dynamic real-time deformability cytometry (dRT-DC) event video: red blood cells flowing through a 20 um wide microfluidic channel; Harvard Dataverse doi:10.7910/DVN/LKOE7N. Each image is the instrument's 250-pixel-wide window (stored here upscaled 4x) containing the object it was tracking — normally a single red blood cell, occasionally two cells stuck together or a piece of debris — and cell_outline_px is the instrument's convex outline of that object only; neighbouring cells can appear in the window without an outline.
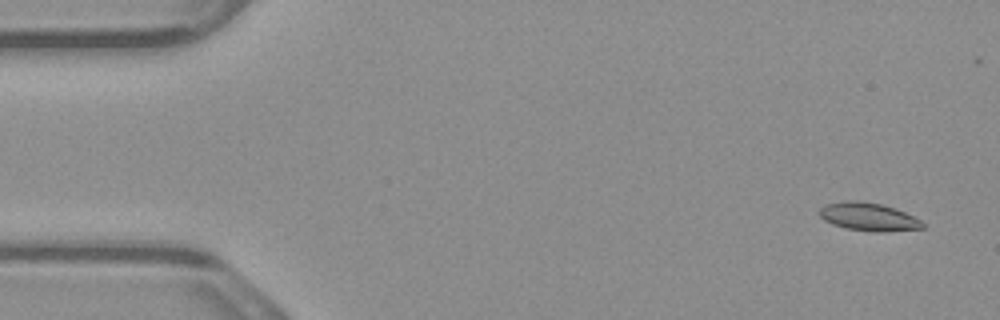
{"species": "common noctule bat (a hibernating species)", "species_latin": "Nyctalus noctula", "temperature_condition": "warm", "stored_images_in_passage": 39, "camera_frame_rate_fps": 3000, "um_per_image_px": 0.085, "animal": {"sex": "male", "body_mass_g": 23.1, "forearm_length_mm": 52.7}, "frame": {"image": 1, "passage_image": 3, "time_ms": 0.667, "image_size_px": [1000, 320], "cell_outline_px": [[924, 228], [884, 232], [872, 232], [844, 228], [832, 224], [824, 220], [820, 216], [820, 208], [824, 204], [844, 200], [860, 200], [880, 204], [896, 208], [920, 220], [924, 224]], "centroid_in_image_um": [73.79, 18.42], "position_along_channel_um": 11.2, "area_um2": 17.05}}
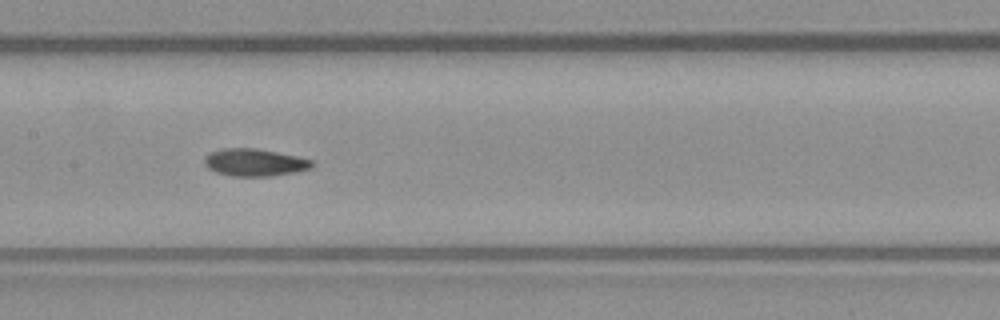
{"frame": {"image": 2, "passage_image": 26, "time_ms": 8.333, "image_size_px": [1000, 320], "cell_outline_px": [[316, 164], [312, 168], [296, 172], [268, 176], [232, 176], [216, 172], [208, 168], [204, 164], [204, 156], [208, 152], [220, 148], [256, 148], [296, 156], [312, 160]], "centroid_in_image_um": [21.62, 13.8], "position_along_channel_um": 185.8, "area_um2": 17.34}}
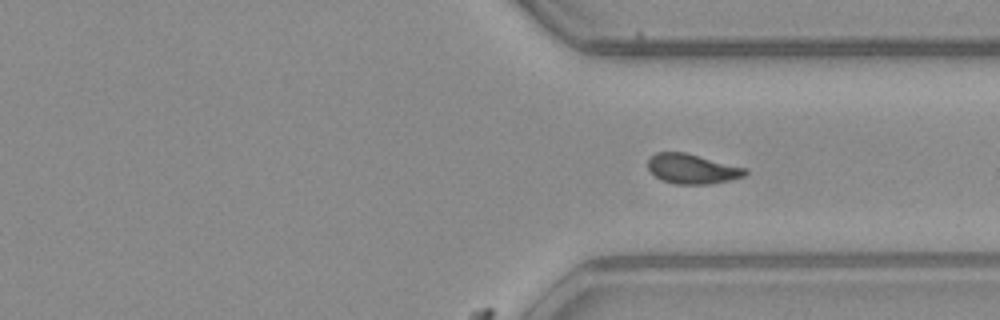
{"frame": {"image": 3, "passage_image": 39, "time_ms": 12.667, "image_size_px": [1000, 320], "cell_outline_px": [[748, 172], [744, 176], [728, 180], [708, 184], [676, 184], [660, 180], [648, 168], [648, 160], [656, 152], [684, 152], [748, 168]], "centroid_in_image_um": [58.84, 14.35], "position_along_channel_um": 352.6, "area_um2": 16.82}}